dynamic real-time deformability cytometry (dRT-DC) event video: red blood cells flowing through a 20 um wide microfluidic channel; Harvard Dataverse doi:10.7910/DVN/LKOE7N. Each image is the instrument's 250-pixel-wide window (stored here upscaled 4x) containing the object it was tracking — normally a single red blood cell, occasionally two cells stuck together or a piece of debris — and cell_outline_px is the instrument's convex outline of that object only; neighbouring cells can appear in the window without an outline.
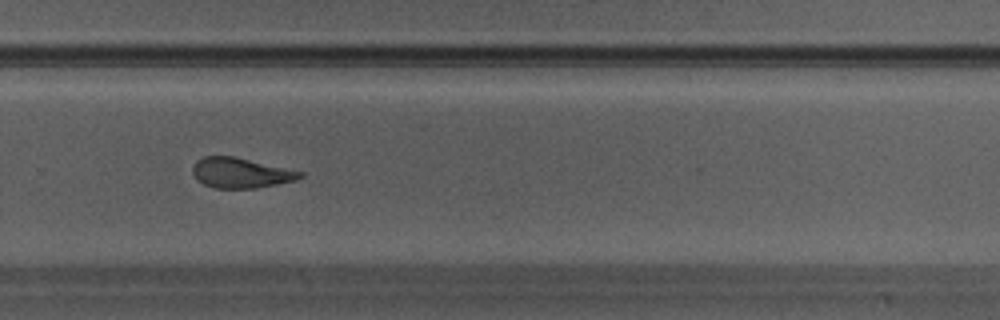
{"species": "Egyptian fruit bat (a non-hibernating species)", "species_latin": "Rousettus aegyptiacus", "temperature_condition": "warm", "stored_images_in_passage": 24, "camera_frame_rate_fps": 3000, "um_per_image_px": 0.085, "animal": {"sex": "male"}, "frame": {"image": 1, "passage_image": 14, "time_ms": 4.333, "image_size_px": [1000, 320], "cell_outline_px": [[304, 176], [296, 180], [256, 188], [212, 188], [196, 180], [192, 172], [192, 168], [196, 160], [204, 156], [236, 156], [304, 172]], "centroid_in_image_um": [20.44, 14.69], "position_along_channel_um": 309.4, "area_um2": 19.07}}